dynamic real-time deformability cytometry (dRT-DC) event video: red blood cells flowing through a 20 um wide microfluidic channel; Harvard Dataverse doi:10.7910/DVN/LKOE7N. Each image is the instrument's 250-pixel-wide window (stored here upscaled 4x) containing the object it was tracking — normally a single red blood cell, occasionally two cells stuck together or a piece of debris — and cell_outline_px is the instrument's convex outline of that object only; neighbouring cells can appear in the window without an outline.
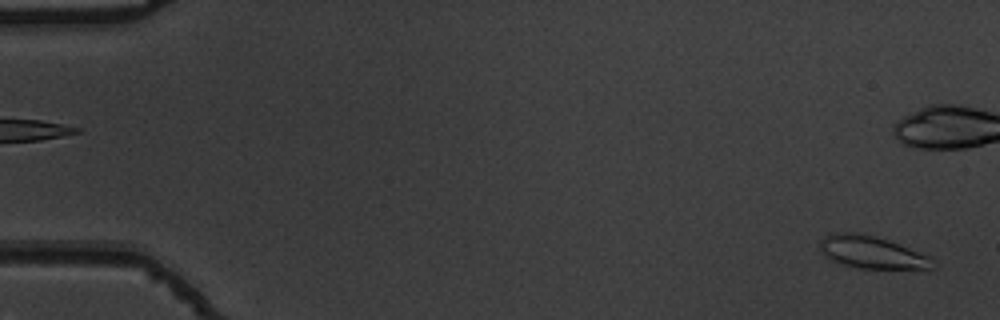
{"species": "common noctule bat (a hibernating species)", "species_latin": "Nyctalus noctula", "temperature_condition": "warm", "stored_images_in_passage": 55, "camera_frame_rate_fps": 3000, "um_per_image_px": 0.085, "animal": {"sex": "male", "body_mass_g": 19.5, "forearm_length_mm": 54.6}, "frame": {"image": 1, "passage_image": 2, "time_ms": 0.333, "image_size_px": [1000, 320], "cell_outline_px": [[936, 268], [860, 268], [844, 264], [832, 260], [824, 256], [820, 248], [820, 240], [824, 236], [836, 232], [860, 232], [876, 236], [888, 240], [928, 256], [936, 260]], "centroid_in_image_um": [74.09, 21.43], "position_along_channel_um": 10.9, "area_um2": 21.15}}
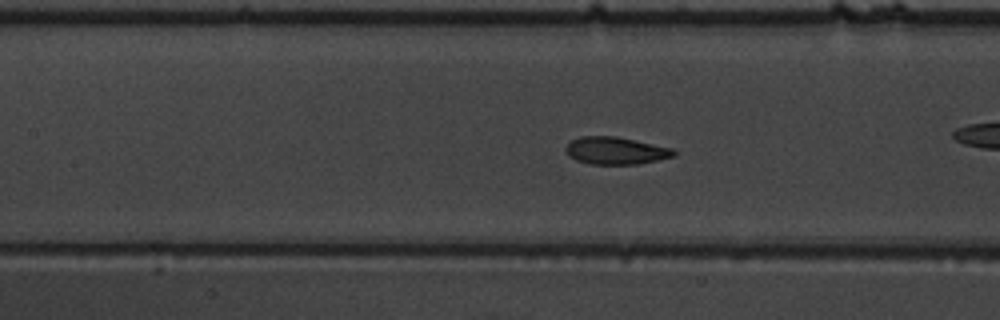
{"frame": {"image": 2, "passage_image": 25, "time_ms": 8.0, "image_size_px": [1000, 320], "cell_outline_px": [[676, 156], [636, 164], [592, 164], [576, 160], [568, 156], [564, 148], [572, 140], [580, 136], [616, 136], [672, 148], [676, 152]], "centroid_in_image_um": [52.31, 12.8], "position_along_channel_um": 155.1, "area_um2": 17.17}}
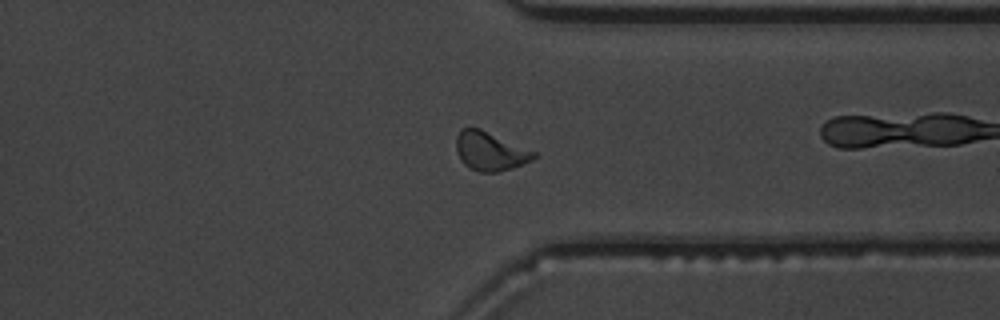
{"frame": {"image": 3, "passage_image": 42, "time_ms": 13.667, "image_size_px": [1000, 320], "cell_outline_px": [[536, 156], [532, 160], [512, 168], [496, 172], [480, 172], [468, 168], [460, 160], [456, 152], [456, 136], [460, 128], [480, 128], [536, 152]], "centroid_in_image_um": [41.62, 12.85], "position_along_channel_um": 369.8, "area_um2": 17.57}, "authors_computed_cell_mechanics": {"area_um2": 17.5134, "velocity_mm_per_s": 3.7944, "shape_relaxation_time_tau1_ms": 3.544, "shape_relaxation_time_tau2_ms": 1.6964, "deformation_change_tau1": 0.1502, "deformation_change_tau2": 0.0482}}